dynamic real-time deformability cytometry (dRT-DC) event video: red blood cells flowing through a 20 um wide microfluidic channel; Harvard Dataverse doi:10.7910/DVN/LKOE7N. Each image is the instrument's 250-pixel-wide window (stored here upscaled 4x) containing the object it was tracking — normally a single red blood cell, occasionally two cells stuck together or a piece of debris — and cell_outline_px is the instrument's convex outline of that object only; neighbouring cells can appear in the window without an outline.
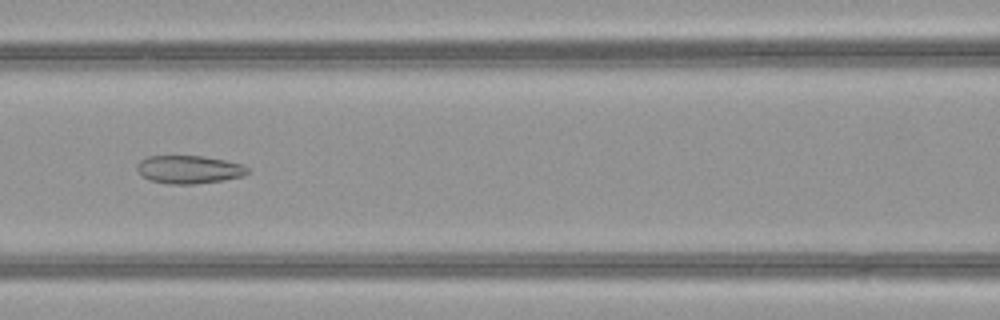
{"species": "common noctule bat (a hibernating species)", "species_latin": "Nyctalus noctula", "temperature_condition": "warm", "stored_images_in_passage": 51, "camera_frame_rate_fps": 3000, "um_per_image_px": 0.085, "animal": {"sex": "female", "body_mass_g": 21.9}, "frame": {"image": 1, "passage_image": 23, "time_ms": 7.333, "image_size_px": [1000, 320], "cell_outline_px": [[248, 172], [244, 176], [224, 180], [192, 184], [168, 184], [148, 180], [140, 176], [136, 168], [136, 164], [140, 160], [148, 156], [204, 156], [244, 164], [248, 168]], "centroid_in_image_um": [16.03, 14.41], "position_along_channel_um": 150.6, "area_um2": 18.32}}
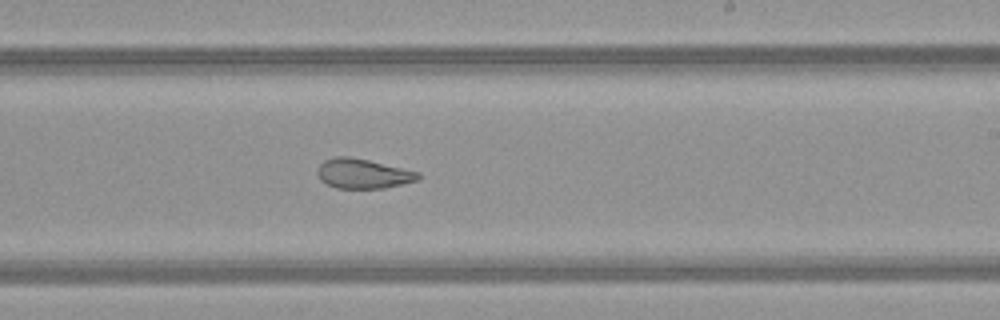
{"frame": {"image": 2, "passage_image": 31, "time_ms": 10.0, "image_size_px": [1000, 320], "cell_outline_px": [[420, 180], [384, 188], [336, 188], [320, 180], [316, 172], [320, 164], [324, 160], [336, 156], [348, 156], [368, 160], [420, 172]], "centroid_in_image_um": [30.85, 14.76], "position_along_channel_um": 258.1, "area_um2": 17.46}}
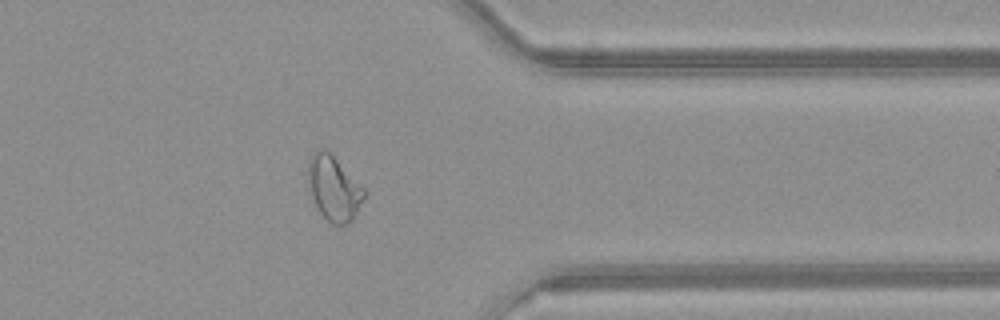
{"frame": {"image": 3, "passage_image": 41, "time_ms": 13.333, "image_size_px": [1000, 320], "cell_outline_px": [[368, 192], [352, 220], [344, 224], [332, 224], [320, 212], [308, 188], [308, 160], [312, 152], [316, 148], [328, 148]], "centroid_in_image_um": [28.37, 15.92], "position_along_channel_um": 383.0, "area_um2": 21.5}, "authors_computed_cell_mechanics": {"area_um2": 23.2356, "velocity_mm_per_s": 4.0344, "shape_relaxation_time_tau1_ms": null, "shape_relaxation_time_tau2_ms": 1.7212, "deformation_change_tau1": null, "deformation_change_tau2": 0.0876}}